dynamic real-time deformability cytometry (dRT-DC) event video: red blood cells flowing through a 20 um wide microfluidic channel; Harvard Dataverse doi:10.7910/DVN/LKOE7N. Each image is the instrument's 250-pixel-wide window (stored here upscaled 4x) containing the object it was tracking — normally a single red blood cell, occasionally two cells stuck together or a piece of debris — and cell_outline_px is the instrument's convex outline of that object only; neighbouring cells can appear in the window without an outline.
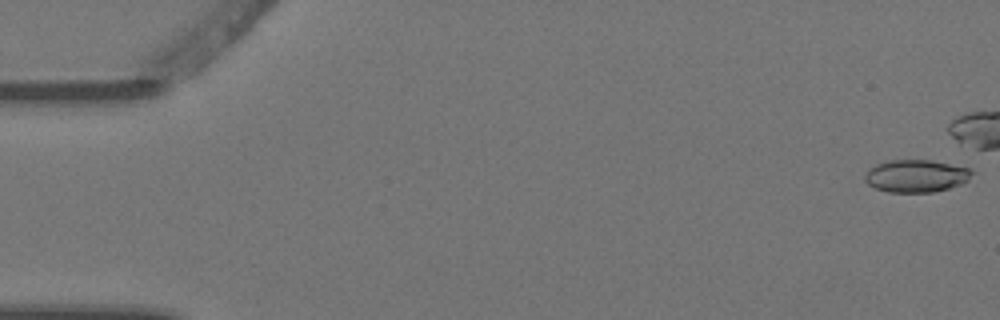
{"species": "Egyptian fruit bat (a non-hibernating species)", "species_latin": "Rousettus aegyptiacus", "temperature_condition": "warm", "stored_images_in_passage": 9, "camera_frame_rate_fps": 3000, "um_per_image_px": 0.085, "animal": {"sex": "female"}, "frame": {"image": 1, "passage_image": 1, "time_ms": 0.0, "image_size_px": [1000, 320], "cell_outline_px": [[972, 172], [968, 180], [960, 184], [948, 188], [932, 192], [888, 192], [876, 188], [868, 184], [864, 180], [864, 176], [868, 168], [876, 164], [888, 160], [932, 160], [968, 168]], "centroid_in_image_um": [77.81, 14.95], "position_along_channel_um": 7.2, "area_um2": 20.17}}